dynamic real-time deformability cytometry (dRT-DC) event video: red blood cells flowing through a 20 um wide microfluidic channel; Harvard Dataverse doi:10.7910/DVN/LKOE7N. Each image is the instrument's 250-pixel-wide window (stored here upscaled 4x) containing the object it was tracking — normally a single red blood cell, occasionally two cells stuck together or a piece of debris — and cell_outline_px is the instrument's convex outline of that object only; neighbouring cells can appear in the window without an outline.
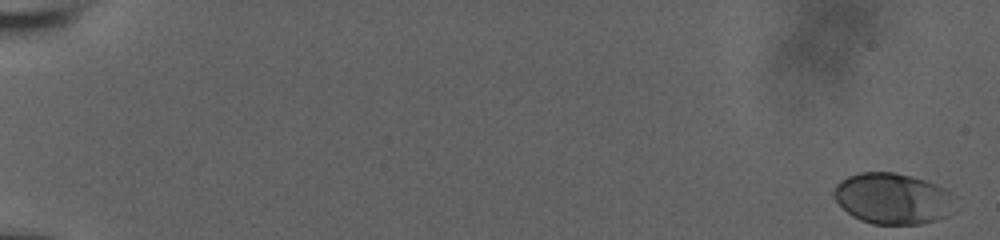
{"species": "human", "species_latin": "Homo sapiens", "temperature_condition": "room temperature", "stored_images_in_passage": 56, "camera_frame_rate_fps": 3000, "um_per_image_px": 0.085, "donor": {"sex": "male"}, "frame": {"image": 1, "passage_image": 1, "time_ms": 0.0, "image_size_px": [1000, 240], "cell_outline_px": [[948, 216], [936, 220], [920, 224], [872, 224], [860, 220], [852, 216], [832, 196], [832, 192], [836, 184], [840, 180], [848, 176], [860, 172], [896, 172], [924, 180], [936, 184], [944, 188], [948, 192]], "centroid_in_image_um": [75.77, 16.87], "position_along_channel_um": 9.2, "area_um2": 35.43}}
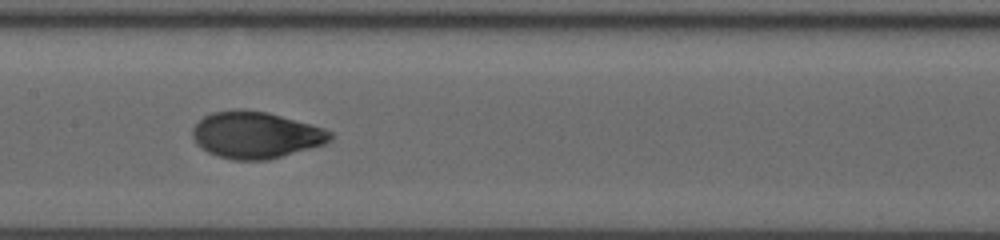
{"frame": {"image": 2, "passage_image": 31, "time_ms": 10.0, "image_size_px": [1000, 240], "cell_outline_px": [[332, 140], [324, 144], [268, 160], [232, 160], [208, 152], [200, 148], [196, 144], [192, 136], [192, 128], [204, 116], [212, 112], [236, 108], [244, 108], [268, 112], [312, 124], [324, 128], [332, 132]], "centroid_in_image_um": [21.73, 11.45], "position_along_channel_um": 185.7, "area_um2": 37.8}}
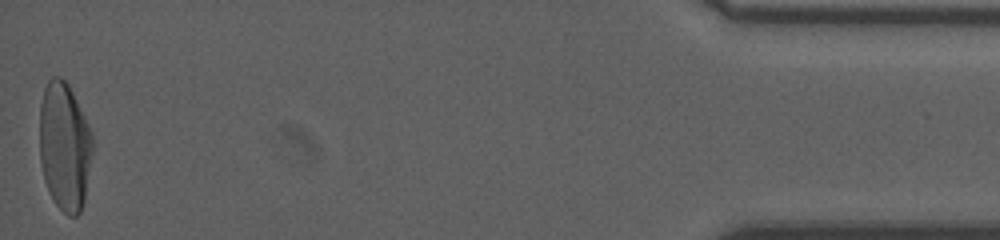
{"frame": {"image": 3, "passage_image": 56, "time_ms": 18.333, "image_size_px": [1000, 240], "cell_outline_px": [[92, 152], [84, 200], [80, 212], [76, 216], [68, 216], [56, 204], [48, 192], [44, 180], [40, 160], [40, 104], [44, 88], [48, 80], [52, 76], [60, 76], [68, 84], [92, 132]], "centroid_in_image_um": [5.47, 12.44], "position_along_channel_um": 429.7, "area_um2": 39.54}, "authors_computed_cell_mechanics": {"area_um2": 36.8475, "velocity_mm_per_s": 3.9119, "shape_relaxation_time_tau1_ms": 3.7088, "shape_relaxation_time_tau2_ms": null, "deformation_change_tau1": 0.1835, "deformation_change_tau2": null}}